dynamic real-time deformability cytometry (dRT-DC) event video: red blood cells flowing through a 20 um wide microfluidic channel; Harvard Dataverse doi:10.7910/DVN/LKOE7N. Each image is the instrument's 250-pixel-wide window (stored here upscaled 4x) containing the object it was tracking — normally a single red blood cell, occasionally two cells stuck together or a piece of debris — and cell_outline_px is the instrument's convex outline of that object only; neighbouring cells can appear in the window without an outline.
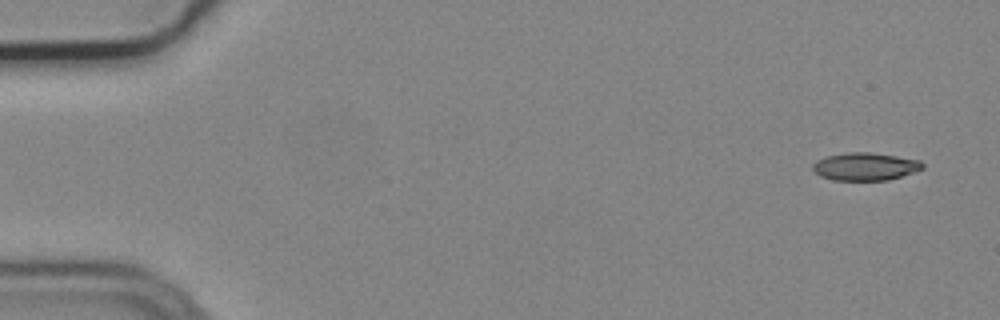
{"species": "common noctule bat (a hibernating species)", "species_latin": "Nyctalus noctula", "temperature_condition": "cold", "stored_images_in_passage": 5, "camera_frame_rate_fps": 3000, "um_per_image_px": 0.085, "animal": {"sex": "male", "body_mass_g": 19.2, "forearm_length_mm": 51.8}, "frame": {"image": 1, "passage_image": 1, "time_ms": 0.0, "image_size_px": [1000, 320], "cell_outline_px": [[924, 168], [888, 180], [832, 180], [820, 176], [812, 168], [812, 164], [816, 160], [828, 156], [852, 152], [872, 152], [920, 160], [924, 164]], "centroid_in_image_um": [73.53, 14.15], "position_along_channel_um": 11.5, "area_um2": 17.63}}
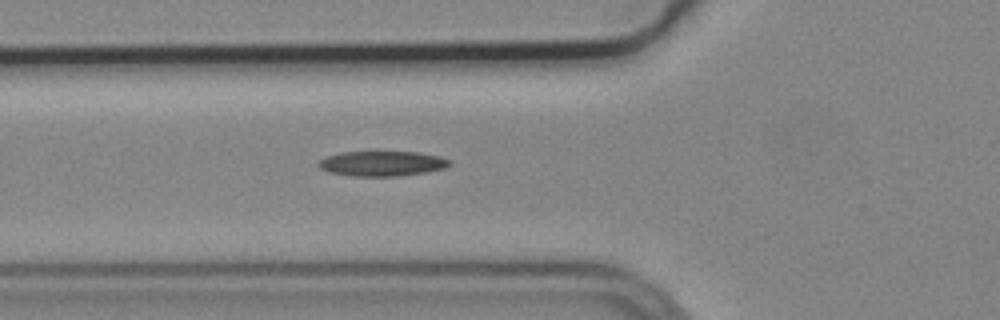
{"frame": {"image": 2, "passage_image": 5, "time_ms": 1.333, "image_size_px": [1000, 320], "cell_outline_px": [[452, 164], [444, 168], [424, 172], [396, 176], [352, 176], [332, 172], [320, 168], [316, 164], [320, 160], [328, 156], [340, 152], [416, 152], [440, 156], [452, 160]], "centroid_in_image_um": [32.5, 13.89], "position_along_channel_um": 93.3, "area_um2": 18.96}}